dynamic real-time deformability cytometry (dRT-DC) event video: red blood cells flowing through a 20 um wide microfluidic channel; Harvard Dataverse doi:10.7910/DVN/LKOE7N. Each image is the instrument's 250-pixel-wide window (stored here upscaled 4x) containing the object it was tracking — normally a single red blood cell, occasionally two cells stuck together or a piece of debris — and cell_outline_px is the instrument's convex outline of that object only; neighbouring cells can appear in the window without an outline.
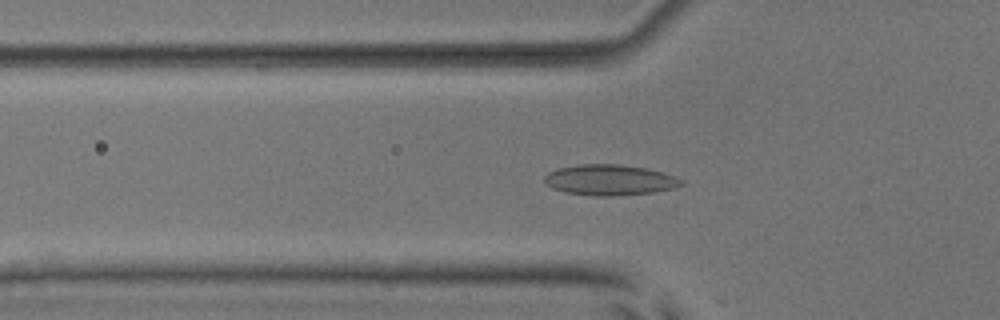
{"species": "common noctule bat (a hibernating species)", "species_latin": "Nyctalus noctula", "temperature_condition": "room temperature", "stored_images_in_passage": 40, "camera_frame_rate_fps": 3000, "um_per_image_px": 0.085, "animal": {"sex": "male", "body_mass_g": 17.9, "forearm_length_mm": 54.2}, "frame": {"image": 1, "passage_image": 5, "time_ms": 1.333, "image_size_px": [1000, 320], "cell_outline_px": [[684, 184], [672, 188], [656, 192], [612, 196], [596, 196], [564, 192], [552, 188], [544, 180], [544, 176], [548, 172], [556, 168], [580, 164], [616, 164], [648, 168], [676, 176], [684, 180]], "centroid_in_image_um": [51.84, 15.29], "position_along_channel_um": 74.0, "area_um2": 24.62}}
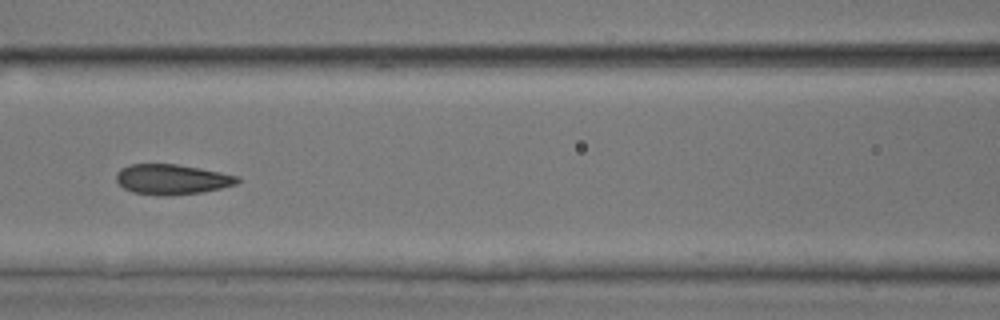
{"frame": {"image": 2, "passage_image": 11, "time_ms": 3.333, "image_size_px": [1000, 320], "cell_outline_px": [[240, 180], [236, 184], [220, 188], [200, 192], [168, 196], [156, 196], [132, 192], [124, 188], [116, 180], [116, 172], [120, 168], [132, 164], [176, 164], [200, 168], [240, 176]], "centroid_in_image_um": [14.59, 15.25], "position_along_channel_um": 152.0, "area_um2": 21.39}}
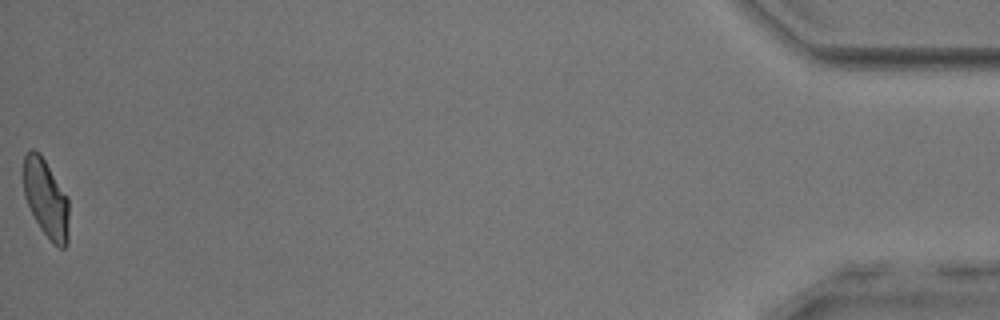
{"frame": {"image": 3, "passage_image": 40, "time_ms": 13.0, "image_size_px": [1000, 320], "cell_outline_px": [[68, 244], [64, 248], [60, 248], [52, 244], [40, 228], [24, 196], [24, 156], [32, 148], [40, 152], [68, 196]], "centroid_in_image_um": [3.93, 16.88], "position_along_channel_um": 431.3, "area_um2": 20.81}, "authors_computed_cell_mechanics": {"area_um2": 21.7039, "velocity_mm_per_s": 3.8885, "shape_relaxation_time_tau1_ms": 2.6456, "shape_relaxation_time_tau2_ms": 1.1864, "deformation_change_tau1": 0.1111, "deformation_change_tau2": 0.0484}}